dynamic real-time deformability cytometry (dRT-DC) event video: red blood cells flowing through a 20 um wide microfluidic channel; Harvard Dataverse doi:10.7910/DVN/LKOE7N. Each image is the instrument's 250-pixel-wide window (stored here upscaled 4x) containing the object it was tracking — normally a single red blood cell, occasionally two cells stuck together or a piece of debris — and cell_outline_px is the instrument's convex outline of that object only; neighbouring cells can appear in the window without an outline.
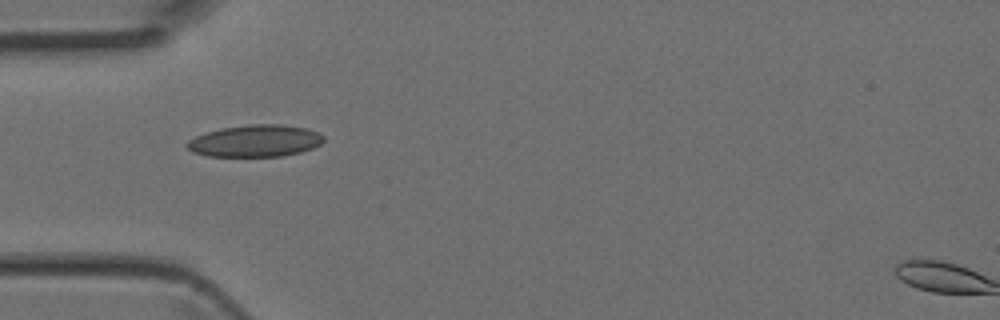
{"species": "Egyptian fruit bat (a non-hibernating species)", "species_latin": "Rousettus aegyptiacus", "temperature_condition": "room temperature", "stored_images_in_passage": 5, "camera_frame_rate_fps": 3000, "um_per_image_px": 0.085, "animal": {"sex": "female"}, "frame": {"image": 1, "passage_image": 4, "time_ms": 1.0, "image_size_px": [1000, 320], "cell_outline_px": [[324, 140], [320, 144], [312, 148], [300, 152], [284, 156], [208, 156], [192, 152], [184, 144], [188, 140], [196, 136], [208, 132], [224, 128], [252, 124], [280, 124], [308, 128], [320, 132], [324, 136]], "centroid_in_image_um": [21.73, 11.97], "position_along_channel_um": 63.3, "area_um2": 25.43}}